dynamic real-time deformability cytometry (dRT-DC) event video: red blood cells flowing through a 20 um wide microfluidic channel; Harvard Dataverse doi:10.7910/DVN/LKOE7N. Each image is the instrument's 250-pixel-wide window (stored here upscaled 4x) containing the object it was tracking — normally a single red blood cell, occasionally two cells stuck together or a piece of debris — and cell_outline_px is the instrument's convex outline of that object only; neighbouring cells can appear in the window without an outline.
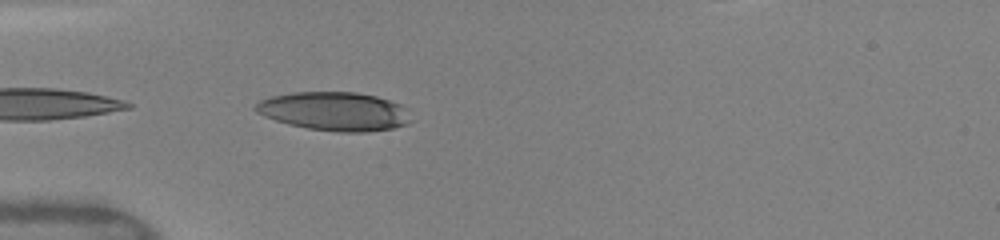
{"species": "human", "species_latin": "Homo sapiens", "temperature_condition": "warm", "stored_images_in_passage": 22, "camera_frame_rate_fps": 3000, "um_per_image_px": 0.085, "donor": {"sex": "female"}, "frame": {"image": 1, "passage_image": 1, "time_ms": 0.0, "image_size_px": [1000, 240], "cell_outline_px": [[412, 120], [408, 124], [392, 128], [368, 132], [336, 132], [308, 128], [288, 124], [264, 116], [256, 112], [252, 108], [260, 100], [272, 96], [292, 92], [356, 92], [376, 96], [400, 104], [404, 108]], "centroid_in_image_um": [28.41, 9.46], "position_along_channel_um": 56.6, "area_um2": 35.03}}
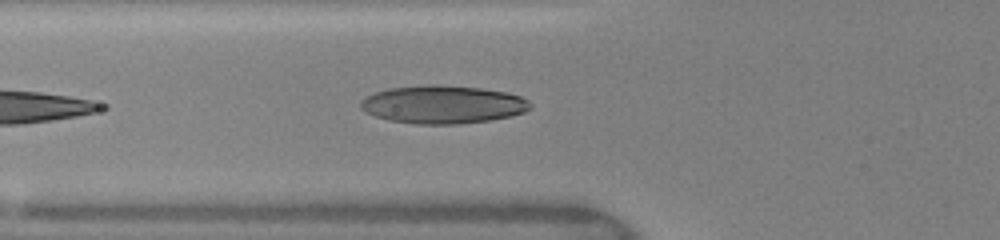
{"frame": {"image": 2, "passage_image": 4, "time_ms": 1.0, "image_size_px": [1000, 240], "cell_outline_px": [[532, 108], [524, 112], [512, 116], [492, 120], [456, 124], [416, 124], [388, 120], [364, 112], [360, 108], [360, 100], [376, 92], [388, 88], [432, 84], [440, 84], [480, 88], [504, 92], [520, 96], [528, 100], [532, 104]], "centroid_in_image_um": [37.65, 8.88], "position_along_channel_um": 88.2, "area_um2": 37.8}}